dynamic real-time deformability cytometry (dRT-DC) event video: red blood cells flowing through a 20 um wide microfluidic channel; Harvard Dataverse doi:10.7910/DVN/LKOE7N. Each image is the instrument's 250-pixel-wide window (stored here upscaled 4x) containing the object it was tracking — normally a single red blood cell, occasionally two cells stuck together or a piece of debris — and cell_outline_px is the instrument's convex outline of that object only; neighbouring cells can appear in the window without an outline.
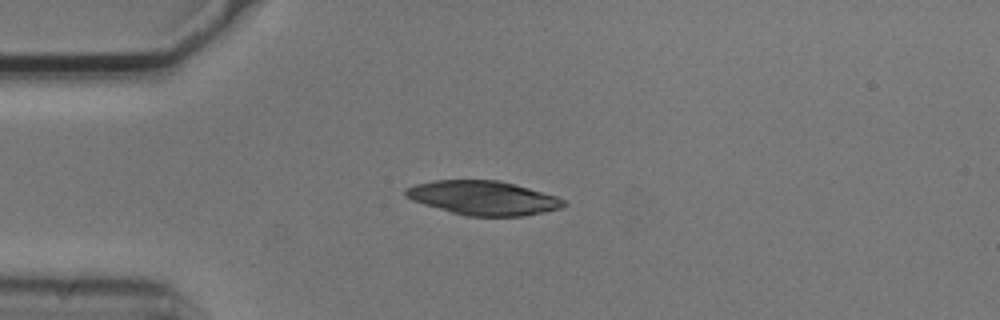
{"species": "common noctule bat (a hibernating species)", "species_latin": "Nyctalus noctula", "temperature_condition": "cold", "stored_images_in_passage": 6, "camera_frame_rate_fps": 3000, "um_per_image_px": 0.085, "animal": {"sex": "male", "body_mass_g": 20.5, "forearm_length_mm": 52.5}, "frame": {"image": 1, "passage_image": 2, "time_ms": 0.333, "image_size_px": [1000, 320], "cell_outline_px": [[568, 204], [560, 208], [544, 212], [524, 216], [464, 216], [424, 204], [412, 200], [404, 196], [404, 188], [416, 184], [432, 180], [500, 180], [556, 196], [564, 200]], "centroid_in_image_um": [41.05, 16.82], "position_along_channel_um": 44.0, "area_um2": 31.44}}